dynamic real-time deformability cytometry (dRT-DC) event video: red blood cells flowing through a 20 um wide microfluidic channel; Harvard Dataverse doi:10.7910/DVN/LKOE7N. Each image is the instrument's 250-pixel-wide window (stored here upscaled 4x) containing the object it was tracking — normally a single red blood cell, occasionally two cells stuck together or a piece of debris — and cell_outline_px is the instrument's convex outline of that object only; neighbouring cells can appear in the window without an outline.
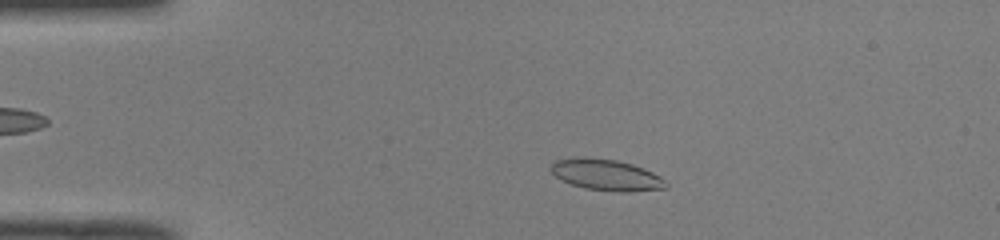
{"species": "common noctule bat (a hibernating species)", "species_latin": "Nyctalus noctula", "temperature_condition": "room temperature", "stored_images_in_passage": 48, "camera_frame_rate_fps": 3000, "um_per_image_px": 0.085, "animal": {"sex": "male", "body_mass_g": 19.0, "forearm_length_mm": 50.8}, "frame": {"image": 1, "passage_image": 8, "time_ms": 2.333, "image_size_px": [1000, 240], "cell_outline_px": [[668, 188], [628, 192], [620, 192], [584, 188], [560, 180], [548, 168], [556, 160], [580, 156], [588, 156], [616, 160], [632, 164], [644, 168], [660, 176], [668, 184]], "centroid_in_image_um": [51.52, 14.85], "position_along_channel_um": 33.5, "area_um2": 21.15}}
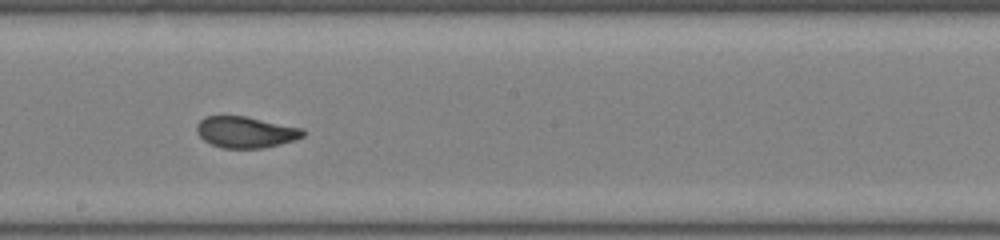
{"frame": {"image": 2, "passage_image": 26, "time_ms": 8.333, "image_size_px": [1000, 240], "cell_outline_px": [[304, 136], [296, 140], [264, 148], [220, 148], [204, 140], [196, 132], [196, 124], [204, 116], [244, 116], [304, 128]], "centroid_in_image_um": [20.88, 11.23], "position_along_channel_um": 227.3, "area_um2": 19.48}}
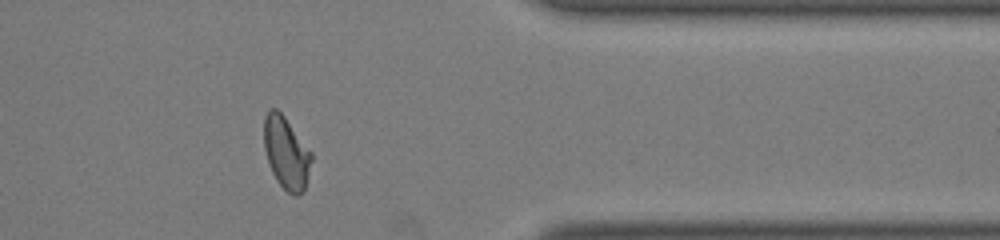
{"frame": {"image": 3, "passage_image": 39, "time_ms": 12.667, "image_size_px": [1000, 240], "cell_outline_px": [[312, 160], [304, 192], [296, 196], [292, 196], [276, 180], [268, 164], [264, 148], [264, 116], [268, 108], [276, 108], [284, 116], [312, 152]], "centroid_in_image_um": [24.33, 12.99], "position_along_channel_um": 387.1, "area_um2": 20.17}, "authors_computed_cell_mechanics": {"area_um2": 20.1144, "velocity_mm_per_s": 4.0253, "shape_relaxation_time_tau1_ms": null, "shape_relaxation_time_tau2_ms": 0.9223, "deformation_change_tau1": null, "deformation_change_tau2": 0.05}}